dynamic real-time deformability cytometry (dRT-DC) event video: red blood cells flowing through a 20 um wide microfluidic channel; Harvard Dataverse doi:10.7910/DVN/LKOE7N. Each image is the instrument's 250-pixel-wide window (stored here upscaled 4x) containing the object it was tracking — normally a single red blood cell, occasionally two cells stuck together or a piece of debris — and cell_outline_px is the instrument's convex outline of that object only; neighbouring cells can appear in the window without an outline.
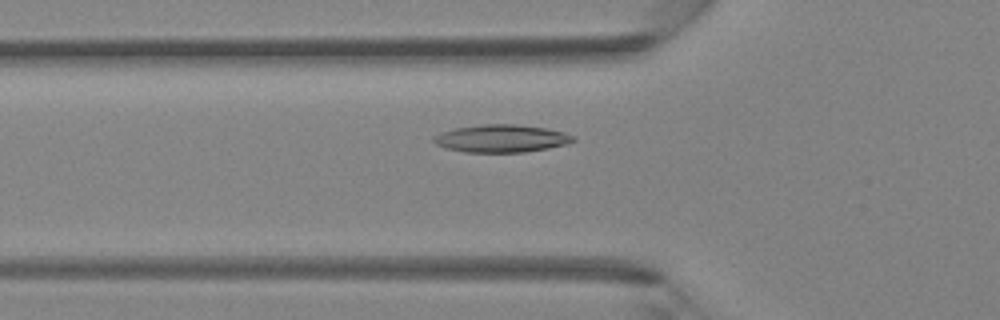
{"species": "Egyptian fruit bat (a non-hibernating species)", "species_latin": "Rousettus aegyptiacus", "temperature_condition": "room temperature", "stored_images_in_passage": 43, "camera_frame_rate_fps": 3000, "um_per_image_px": 0.085, "animal": {"sex": "female"}, "frame": {"image": 1, "passage_image": 15, "time_ms": 4.667, "image_size_px": [1000, 320], "cell_outline_px": [[576, 140], [568, 144], [548, 148], [524, 152], [464, 152], [448, 148], [436, 144], [432, 140], [432, 136], [440, 132], [456, 128], [484, 124], [516, 124], [544, 128], [564, 132], [576, 136]], "centroid_in_image_um": [42.63, 11.77], "position_along_channel_um": 83.2, "area_um2": 22.48}}
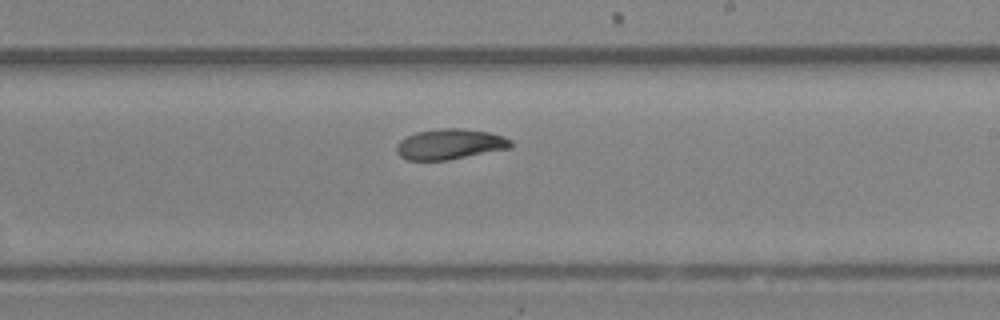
{"frame": {"image": 2, "passage_image": 26, "time_ms": 8.333, "image_size_px": [1000, 320], "cell_outline_px": [[512, 148], [448, 160], [408, 160], [400, 156], [396, 152], [396, 144], [400, 140], [416, 132], [444, 128], [460, 128], [488, 132], [504, 136], [512, 140]], "centroid_in_image_um": [38.26, 12.26], "position_along_channel_um": 250.7, "area_um2": 20.35}}
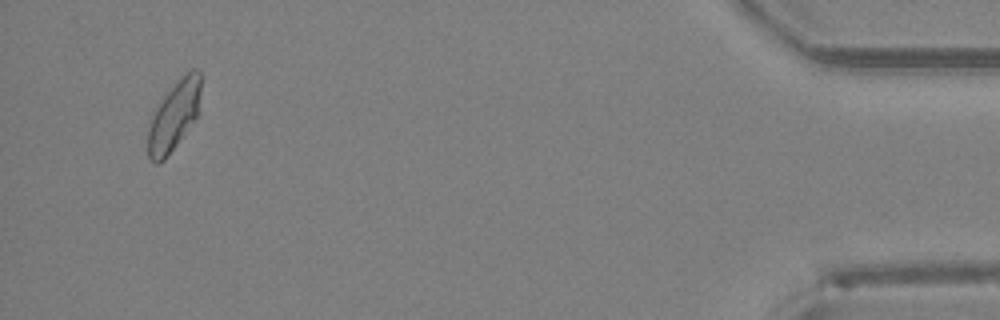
{"frame": {"image": 3, "passage_image": 42, "time_ms": 13.667, "image_size_px": [1000, 320], "cell_outline_px": [[200, 112], [164, 160], [156, 164], [148, 156], [148, 128], [152, 116], [156, 108], [164, 96], [192, 68], [196, 68], [200, 72]], "centroid_in_image_um": [14.8, 9.86], "position_along_channel_um": 420.4, "area_um2": 20.75}}